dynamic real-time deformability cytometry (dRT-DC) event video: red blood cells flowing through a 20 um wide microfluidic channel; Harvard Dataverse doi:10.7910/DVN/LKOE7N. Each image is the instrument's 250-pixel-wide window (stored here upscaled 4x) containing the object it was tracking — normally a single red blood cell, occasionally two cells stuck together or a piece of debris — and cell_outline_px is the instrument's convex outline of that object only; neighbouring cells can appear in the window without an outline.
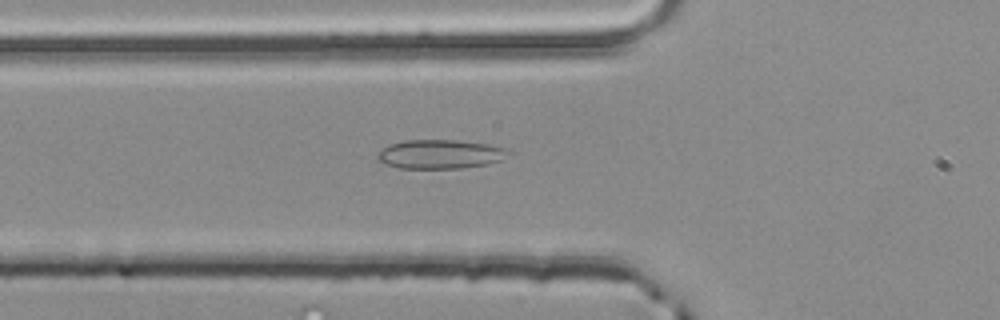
{"species": "common noctule bat (a hibernating species)", "species_latin": "Nyctalus noctula", "temperature_condition": "room temperature", "stored_images_in_passage": 5, "camera_frame_rate_fps": 3000, "um_per_image_px": 0.085, "animal": {"sex": "male", "body_mass_g": 20.4}, "frame": {"image": 1, "passage_image": 5, "time_ms": 1.333, "image_size_px": [1000, 320], "cell_outline_px": [[512, 152], [500, 160], [488, 164], [460, 168], [400, 168], [384, 164], [376, 160], [376, 152], [388, 144], [404, 140], [460, 140], [488, 144], [508, 148]], "centroid_in_image_um": [37.38, 13.09], "position_along_channel_um": 88.4, "area_um2": 22.48}}